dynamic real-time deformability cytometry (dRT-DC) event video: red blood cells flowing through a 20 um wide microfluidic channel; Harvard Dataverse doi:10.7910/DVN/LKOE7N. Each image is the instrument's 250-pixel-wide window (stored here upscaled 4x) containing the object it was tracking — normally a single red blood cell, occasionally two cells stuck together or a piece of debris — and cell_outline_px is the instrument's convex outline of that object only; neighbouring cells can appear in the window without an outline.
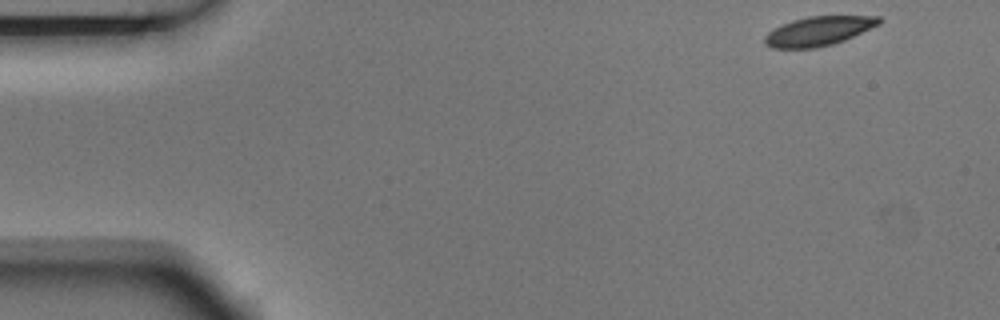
{"species": "Egyptian fruit bat (a non-hibernating species)", "species_latin": "Rousettus aegyptiacus", "temperature_condition": "room temperature", "stored_images_in_passage": 5, "segment_of_instrument_passage": [1, 2], "camera_frame_rate_fps": 3000, "um_per_image_px": 0.085, "animal": {"sex": "male"}, "frame": {"image": 1, "passage_image": 1, "time_ms": 0.0, "image_size_px": [1000, 320], "cell_outline_px": [[884, 20], [880, 24], [844, 40], [832, 44], [816, 48], [772, 48], [764, 44], [764, 36], [768, 32], [792, 20], [808, 16], [880, 16]], "centroid_in_image_um": [69.59, 2.64], "position_along_channel_um": 15.4, "area_um2": 19.42}}